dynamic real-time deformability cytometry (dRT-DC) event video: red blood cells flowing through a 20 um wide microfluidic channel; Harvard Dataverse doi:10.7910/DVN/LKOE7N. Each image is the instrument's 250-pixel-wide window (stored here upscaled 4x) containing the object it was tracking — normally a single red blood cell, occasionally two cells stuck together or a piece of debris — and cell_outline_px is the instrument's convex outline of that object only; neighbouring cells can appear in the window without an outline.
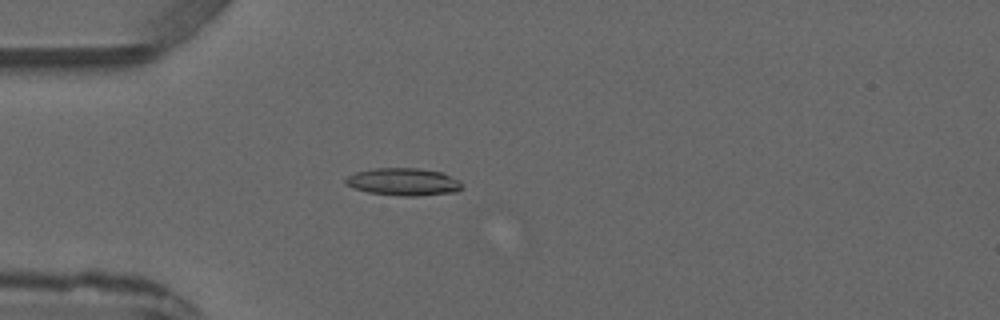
{"species": "common noctule bat (a hibernating species)", "species_latin": "Nyctalus noctula", "temperature_condition": "warm", "stored_images_in_passage": 3, "camera_frame_rate_fps": 3000, "um_per_image_px": 0.085, "animal": {"sex": "male", "forearm_length_mm": 52.5}, "frame": {"image": 1, "passage_image": 3, "time_ms": 2.333, "image_size_px": [1000, 320], "cell_outline_px": [[464, 184], [456, 192], [416, 196], [400, 196], [368, 192], [352, 188], [344, 184], [344, 180], [348, 176], [356, 172], [372, 168], [420, 168], [444, 172], [460, 180]], "centroid_in_image_um": [34.3, 15.45], "position_along_channel_um": 50.7, "area_um2": 18.96}}